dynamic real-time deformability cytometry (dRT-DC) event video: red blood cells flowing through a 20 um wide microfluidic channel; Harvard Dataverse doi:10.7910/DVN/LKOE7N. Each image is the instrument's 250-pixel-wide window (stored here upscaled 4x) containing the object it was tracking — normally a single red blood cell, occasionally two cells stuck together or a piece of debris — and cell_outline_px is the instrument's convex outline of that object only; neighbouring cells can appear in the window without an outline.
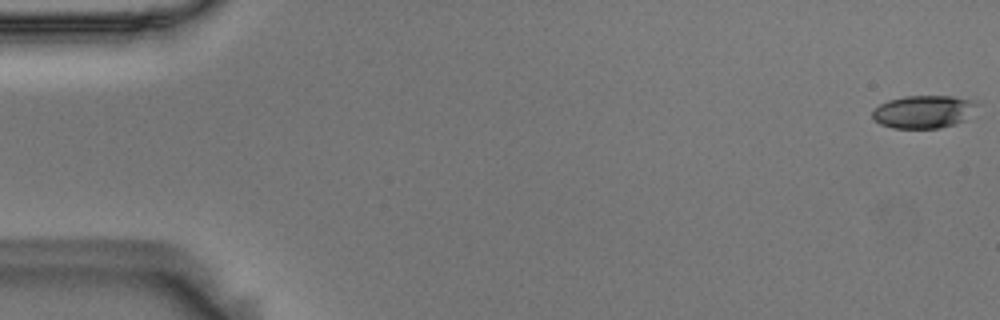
{"species": "Egyptian fruit bat (a non-hibernating species)", "species_latin": "Rousettus aegyptiacus", "temperature_condition": "room temperature", "stored_images_in_passage": 56, "camera_frame_rate_fps": 3000, "um_per_image_px": 0.085, "animal": {"sex": "male"}, "frame": {"image": 1, "passage_image": 1, "time_ms": 0.0, "image_size_px": [1000, 320], "cell_outline_px": [[980, 104], [964, 120], [956, 124], [940, 128], [892, 128], [880, 124], [872, 116], [872, 112], [880, 104], [888, 100], [904, 96], [952, 96], [980, 100]], "centroid_in_image_um": [78.56, 9.48], "position_along_channel_um": 6.4, "area_um2": 20.23}}
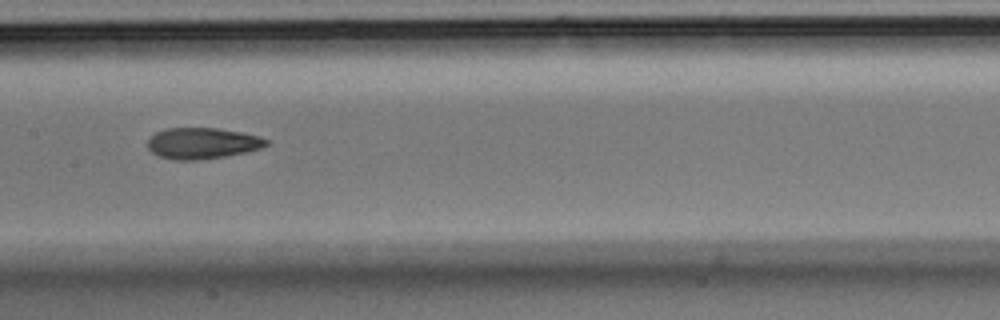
{"frame": {"image": 2, "passage_image": 28, "time_ms": 9.0, "image_size_px": [1000, 320], "cell_outline_px": [[272, 140], [268, 144], [260, 148], [244, 152], [224, 156], [196, 160], [176, 160], [160, 156], [152, 152], [148, 148], [148, 136], [164, 128], [216, 128], [240, 132], [260, 136]], "centroid_in_image_um": [17.19, 12.16], "position_along_channel_um": 190.2, "area_um2": 21.5}}
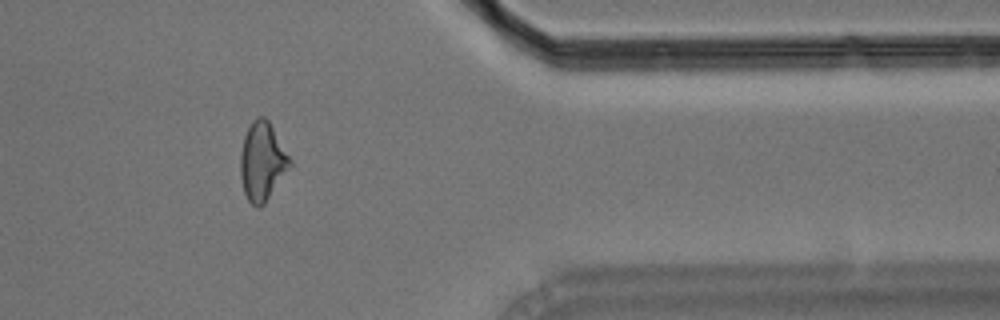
{"frame": {"image": 3, "passage_image": 46, "time_ms": 15.0, "image_size_px": [1000, 320], "cell_outline_px": [[292, 164], [264, 204], [260, 208], [256, 208], [248, 200], [244, 192], [240, 176], [240, 152], [244, 136], [252, 120], [256, 116], [264, 116], [268, 120], [292, 160]], "centroid_in_image_um": [22.28, 13.72], "position_along_channel_um": 389.1, "area_um2": 22.6}, "authors_computed_cell_mechanics": {"area_um2": 21.6461, "velocity_mm_per_s": 3.6294, "shape_relaxation_time_tau1_ms": 5.8671, "shape_relaxation_time_tau2_ms": 3.9124, "deformation_change_tau1": 0.1739, "deformation_change_tau2": 0.1134}}